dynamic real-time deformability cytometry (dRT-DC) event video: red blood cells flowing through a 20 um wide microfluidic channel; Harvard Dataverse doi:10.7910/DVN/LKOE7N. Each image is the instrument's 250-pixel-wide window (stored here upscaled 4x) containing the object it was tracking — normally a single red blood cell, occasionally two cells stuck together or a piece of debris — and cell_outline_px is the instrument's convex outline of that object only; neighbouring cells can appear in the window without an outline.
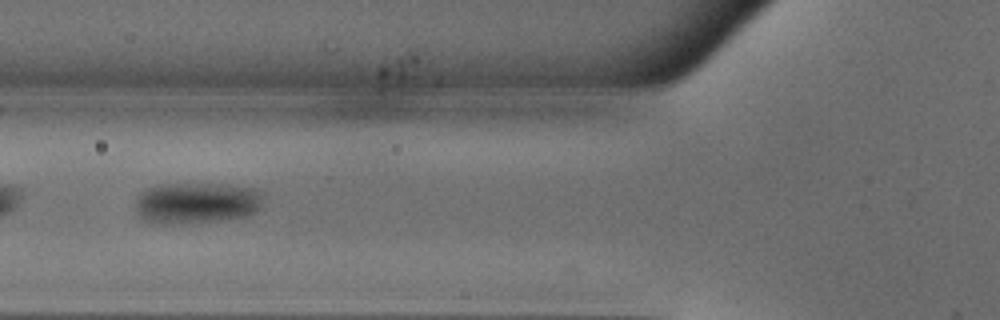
{"species": "common noctule bat (a hibernating species)", "species_latin": "Nyctalus noctula", "temperature_condition": "warm", "stored_images_in_passage": 39, "camera_frame_rate_fps": 3000, "um_per_image_px": 0.085, "animal": {"sex": "male", "body_mass_g": 18.8}, "frame": {"image": 1, "passage_image": 8, "time_ms": 2.333, "image_size_px": [1000, 320], "cell_outline_px": [[260, 200], [256, 212], [244, 216], [216, 220], [184, 224], [160, 224], [144, 220], [136, 212], [136, 200], [140, 192], [144, 188], [156, 184], [228, 184], [252, 188], [260, 192]], "centroid_in_image_um": [16.61, 17.24], "position_along_channel_um": 109.2, "area_um2": 30.69}}
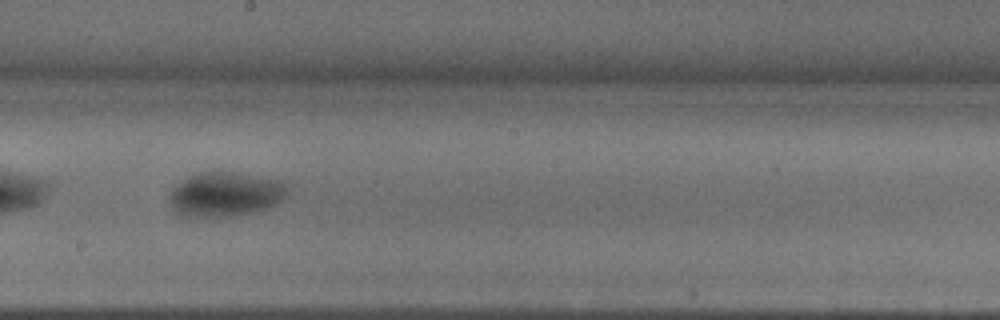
{"frame": {"image": 2, "passage_image": 17, "time_ms": 5.333, "image_size_px": [1000, 320], "cell_outline_px": [[292, 188], [276, 204], [268, 208], [256, 212], [232, 216], [200, 220], [184, 216], [172, 204], [172, 192], [188, 176], [200, 172], [232, 172], [280, 180], [288, 184]], "centroid_in_image_um": [19.24, 16.55], "position_along_channel_um": 229.0, "area_um2": 30.63}}
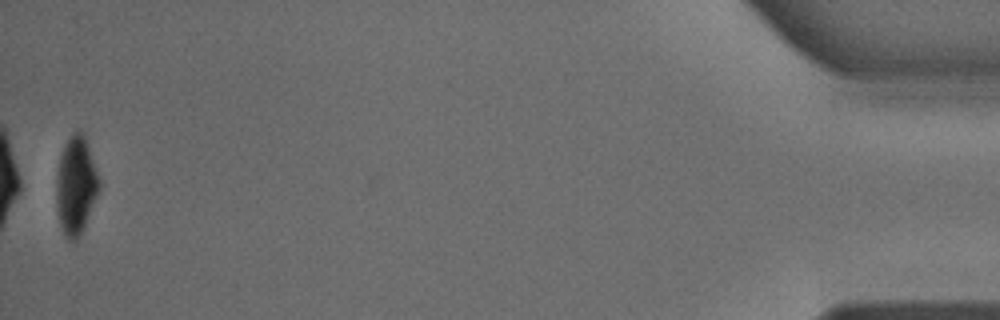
{"frame": {"image": 3, "passage_image": 39, "time_ms": 12.667, "image_size_px": [1000, 320], "cell_outline_px": [[100, 188], [84, 224], [76, 240], [68, 240], [64, 236], [60, 224], [56, 204], [56, 180], [60, 156], [64, 144], [72, 132], [80, 128], [84, 136], [100, 180]], "centroid_in_image_um": [6.43, 15.72], "position_along_channel_um": 428.8, "area_um2": 24.04}}